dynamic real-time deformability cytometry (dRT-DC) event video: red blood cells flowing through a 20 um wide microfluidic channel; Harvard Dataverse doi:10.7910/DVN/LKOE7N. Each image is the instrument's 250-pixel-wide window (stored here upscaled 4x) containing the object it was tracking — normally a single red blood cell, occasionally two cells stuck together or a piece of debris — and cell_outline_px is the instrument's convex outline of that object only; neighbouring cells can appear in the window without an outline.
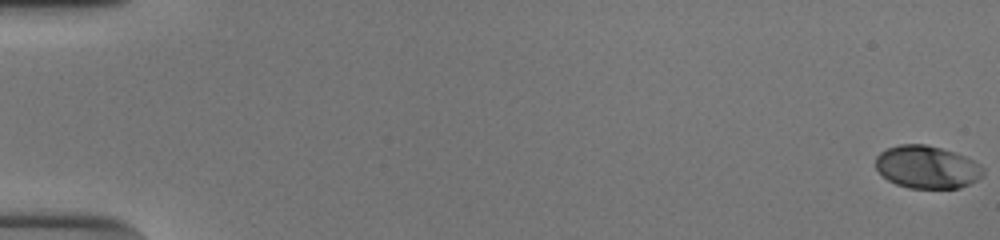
{"species": "human", "species_latin": "Homo sapiens", "temperature_condition": "cold", "stored_images_in_passage": 51, "camera_frame_rate_fps": 3000, "um_per_image_px": 0.085, "donor": {"sex": "male"}, "frame": {"image": 1, "passage_image": 1, "time_ms": 0.0, "image_size_px": [1000, 240], "cell_outline_px": [[984, 176], [960, 188], [908, 188], [896, 184], [888, 180], [876, 168], [876, 156], [880, 152], [888, 148], [900, 144], [924, 144], [940, 148], [964, 156], [980, 164], [984, 168]], "centroid_in_image_um": [78.8, 14.21], "position_along_channel_um": 6.2, "area_um2": 26.65}}
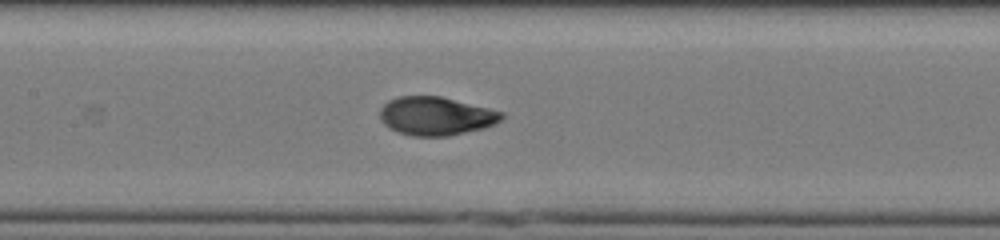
{"frame": {"image": 2, "passage_image": 28, "time_ms": 9.0, "image_size_px": [1000, 240], "cell_outline_px": [[504, 116], [496, 124], [484, 128], [448, 136], [412, 136], [396, 132], [388, 128], [380, 120], [380, 108], [388, 100], [396, 96], [440, 96], [504, 112]], "centroid_in_image_um": [37.02, 9.87], "position_along_channel_um": 170.4, "area_um2": 27.46}}
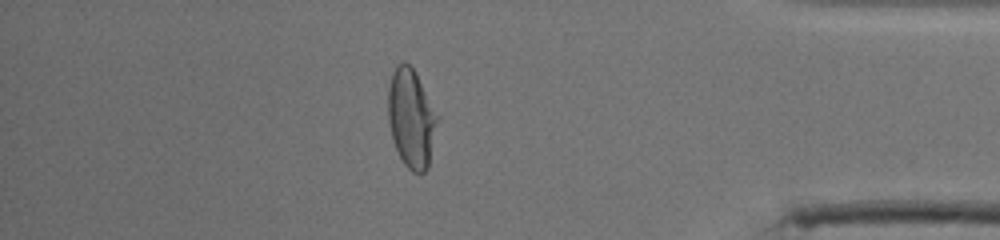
{"frame": {"image": 3, "passage_image": 48, "time_ms": 15.667, "image_size_px": [1000, 240], "cell_outline_px": [[440, 120], [428, 168], [424, 172], [412, 172], [404, 164], [396, 148], [392, 136], [388, 120], [388, 88], [392, 72], [396, 64], [404, 60], [412, 68], [440, 116]], "centroid_in_image_um": [34.99, 10.05], "position_along_channel_um": 400.2, "area_um2": 28.67}}